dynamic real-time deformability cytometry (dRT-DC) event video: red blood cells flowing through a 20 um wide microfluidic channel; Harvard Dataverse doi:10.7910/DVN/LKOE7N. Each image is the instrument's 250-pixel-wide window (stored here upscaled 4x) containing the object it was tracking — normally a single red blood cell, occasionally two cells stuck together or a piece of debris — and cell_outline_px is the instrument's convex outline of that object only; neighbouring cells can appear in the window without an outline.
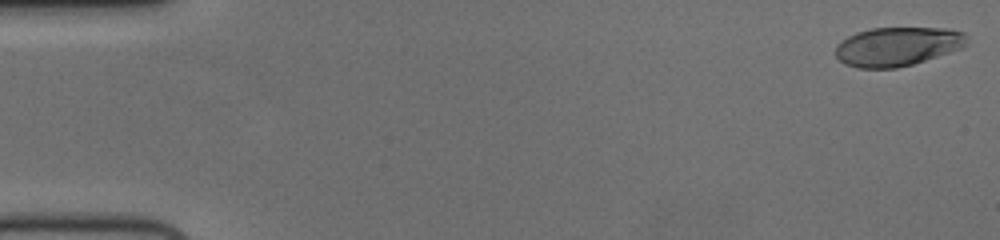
{"species": "human", "species_latin": "Homo sapiens", "temperature_condition": "cold", "stored_images_in_passage": 10, "camera_frame_rate_fps": 3000, "um_per_image_px": 0.085, "donor": {"sex": "female"}, "frame": {"image": 1, "passage_image": 1, "time_ms": 0.0, "image_size_px": [1000, 240], "cell_outline_px": [[968, 44], [960, 48], [912, 64], [896, 68], [856, 68], [844, 64], [836, 56], [836, 44], [848, 36], [856, 32], [872, 28], [948, 28], [964, 32], [968, 36]], "centroid_in_image_um": [76.27, 3.94], "position_along_channel_um": 8.7, "area_um2": 29.82}}